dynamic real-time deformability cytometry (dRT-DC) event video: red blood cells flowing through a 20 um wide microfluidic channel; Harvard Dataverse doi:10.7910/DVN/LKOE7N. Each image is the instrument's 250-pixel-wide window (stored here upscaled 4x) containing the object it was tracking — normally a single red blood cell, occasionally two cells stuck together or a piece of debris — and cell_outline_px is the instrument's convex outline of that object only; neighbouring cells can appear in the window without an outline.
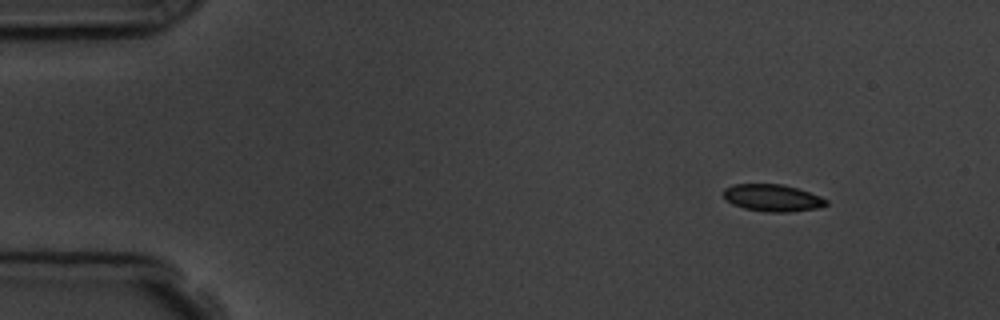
{"species": "common noctule bat (a hibernating species)", "species_latin": "Nyctalus noctula", "temperature_condition": "room temperature", "stored_images_in_passage": 4, "camera_frame_rate_fps": 3000, "um_per_image_px": 0.085, "animal": {"sex": "male", "body_mass_g": 19.5, "forearm_length_mm": 54.6}, "frame": {"image": 1, "passage_image": 1, "time_ms": 0.0, "image_size_px": [1000, 320], "cell_outline_px": [[828, 204], [816, 208], [792, 212], [768, 212], [744, 208], [732, 204], [720, 192], [724, 188], [732, 184], [784, 184], [820, 196], [828, 200]], "centroid_in_image_um": [65.63, 16.81], "position_along_channel_um": 19.4, "area_um2": 16.24}}
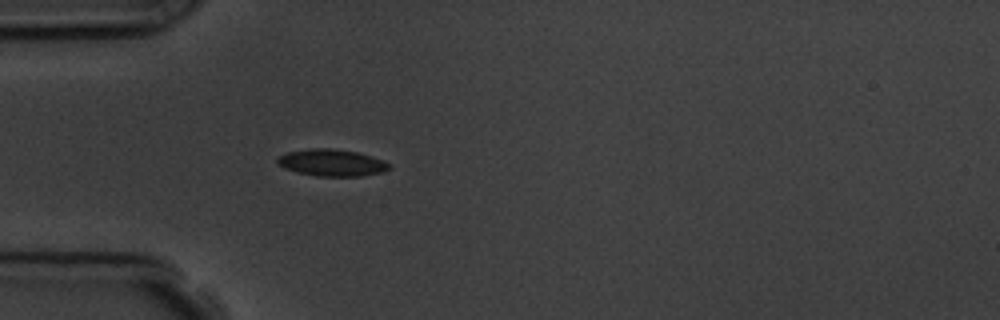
{"frame": {"image": 2, "passage_image": 4, "time_ms": 3.333, "image_size_px": [1000, 320], "cell_outline_px": [[392, 168], [384, 172], [360, 176], [316, 176], [284, 168], [276, 160], [280, 156], [288, 152], [312, 148], [332, 148], [356, 152], [372, 156], [384, 160]], "centroid_in_image_um": [28.26, 13.83], "position_along_channel_um": 56.7, "area_um2": 17.34}}